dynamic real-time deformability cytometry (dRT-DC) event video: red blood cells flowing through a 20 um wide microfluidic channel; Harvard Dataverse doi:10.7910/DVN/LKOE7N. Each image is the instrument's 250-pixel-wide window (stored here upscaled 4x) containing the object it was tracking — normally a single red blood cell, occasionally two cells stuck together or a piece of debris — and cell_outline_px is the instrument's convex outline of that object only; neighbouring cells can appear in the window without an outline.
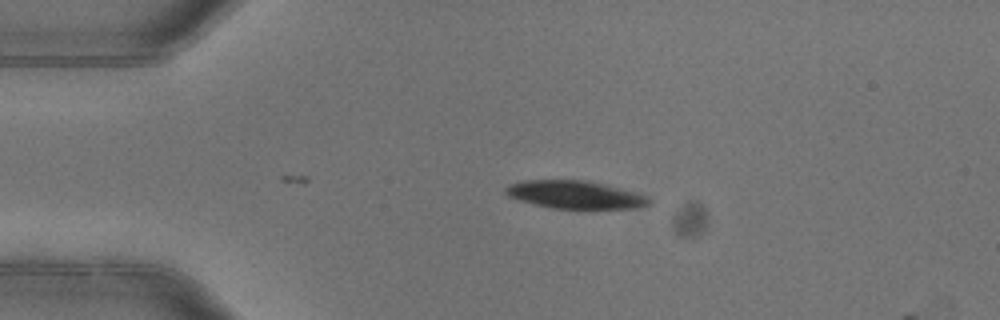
{"species": "common noctule bat (a hibernating species)", "species_latin": "Nyctalus noctula", "temperature_condition": "warm", "stored_images_in_passage": 1, "camera_frame_rate_fps": 3000, "um_per_image_px": 0.085, "animal": {"sex": "female"}, "frame": {"image": 1, "passage_image": 1, "time_ms": 0.0, "image_size_px": [1000, 320], "cell_outline_px": [[652, 204], [640, 208], [552, 208], [532, 204], [508, 196], [504, 192], [504, 188], [508, 184], [524, 180], [588, 180], [620, 188], [648, 196], [652, 200]], "centroid_in_image_um": [48.89, 16.54], "position_along_channel_um": 36.1, "area_um2": 23.41}}